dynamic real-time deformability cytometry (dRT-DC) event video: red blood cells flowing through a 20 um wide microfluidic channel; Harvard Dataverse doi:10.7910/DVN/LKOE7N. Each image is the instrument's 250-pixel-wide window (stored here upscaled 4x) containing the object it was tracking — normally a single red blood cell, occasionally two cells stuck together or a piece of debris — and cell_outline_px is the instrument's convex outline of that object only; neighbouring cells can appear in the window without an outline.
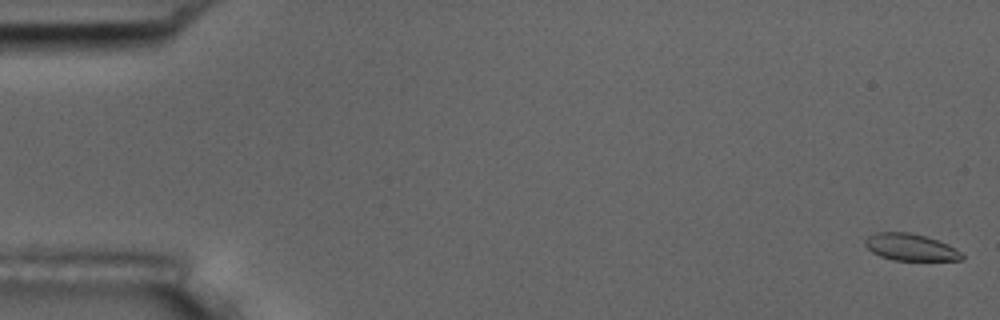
{"species": "common noctule bat (a hibernating species)", "species_latin": "Nyctalus noctula", "temperature_condition": "room temperature", "stored_images_in_passage": 5, "camera_frame_rate_fps": 3000, "um_per_image_px": 0.085, "animal": {"sex": "male", "body_mass_g": 17.5, "forearm_length_mm": 52.3}, "frame": {"image": 1, "passage_image": 1, "time_ms": 0.0, "image_size_px": [1000, 320], "cell_outline_px": [[964, 260], [892, 260], [880, 256], [872, 252], [864, 244], [864, 240], [868, 236], [876, 232], [908, 232], [924, 236], [948, 244], [960, 252], [964, 256]], "centroid_in_image_um": [77.37, 21.01], "position_along_channel_um": 7.6, "area_um2": 15.09}}
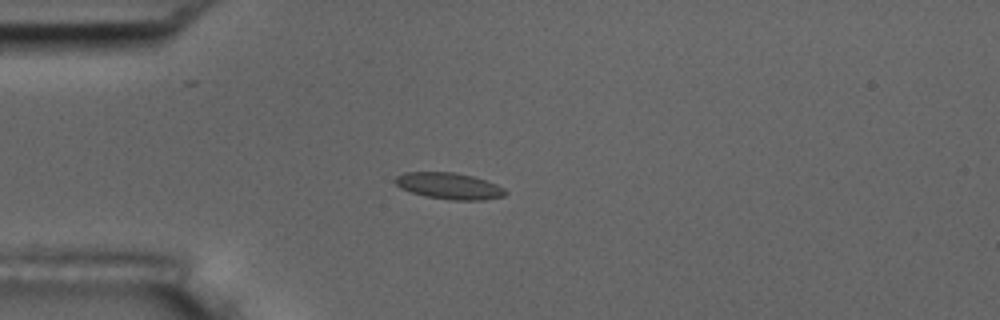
{"frame": {"image": 2, "passage_image": 5, "time_ms": 4.667, "image_size_px": [1000, 320], "cell_outline_px": [[508, 192], [504, 196], [484, 200], [452, 200], [424, 196], [400, 188], [392, 180], [396, 176], [404, 172], [456, 172], [472, 176], [496, 184], [504, 188]], "centroid_in_image_um": [38.16, 15.8], "position_along_channel_um": 46.8, "area_um2": 17.05}}